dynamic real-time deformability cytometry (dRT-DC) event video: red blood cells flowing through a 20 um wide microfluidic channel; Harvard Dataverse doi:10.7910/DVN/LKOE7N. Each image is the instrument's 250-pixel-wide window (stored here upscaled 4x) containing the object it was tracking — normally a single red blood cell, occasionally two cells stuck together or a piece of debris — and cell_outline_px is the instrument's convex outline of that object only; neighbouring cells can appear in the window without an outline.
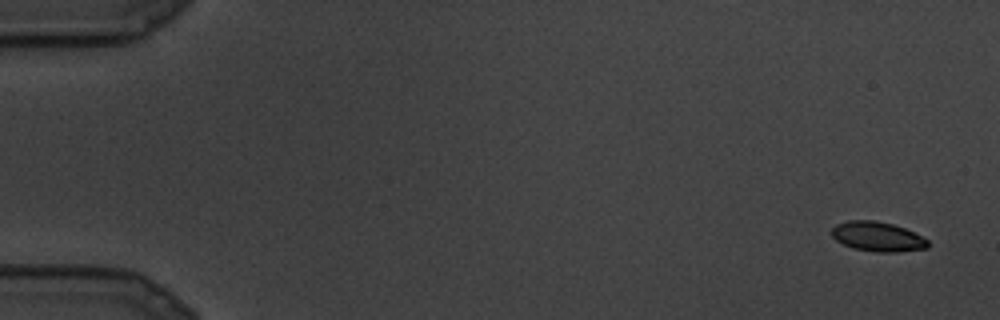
{"species": "common noctule bat (a hibernating species)", "species_latin": "Nyctalus noctula", "temperature_condition": "cold", "stored_images_in_passage": 14, "segment_of_instrument_passage": [1, 2], "camera_frame_rate_fps": 3000, "um_per_image_px": 0.085, "animal": {"sex": "male", "body_mass_g": 19.5, "forearm_length_mm": 54.6}, "frame": {"image": 1, "passage_image": 1, "time_ms": 0.0, "image_size_px": [1000, 320], "cell_outline_px": [[928, 248], [896, 252], [876, 252], [852, 248], [836, 240], [832, 236], [832, 228], [836, 224], [848, 220], [876, 220], [892, 224], [904, 228], [928, 240]], "centroid_in_image_um": [74.57, 20.11], "position_along_channel_um": 10.4, "area_um2": 16.53}}
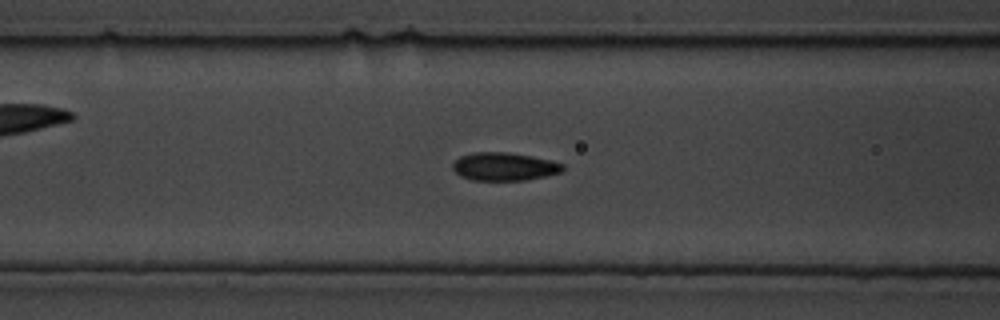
{"frame": {"image": 2, "passage_image": 11, "time_ms": 3.333, "image_size_px": [1000, 320], "cell_outline_px": [[564, 172], [524, 180], [472, 180], [460, 176], [452, 168], [452, 164], [460, 156], [472, 152], [508, 152], [532, 156], [564, 164]], "centroid_in_image_um": [42.85, 14.15], "position_along_channel_um": 123.7, "area_um2": 18.03}}
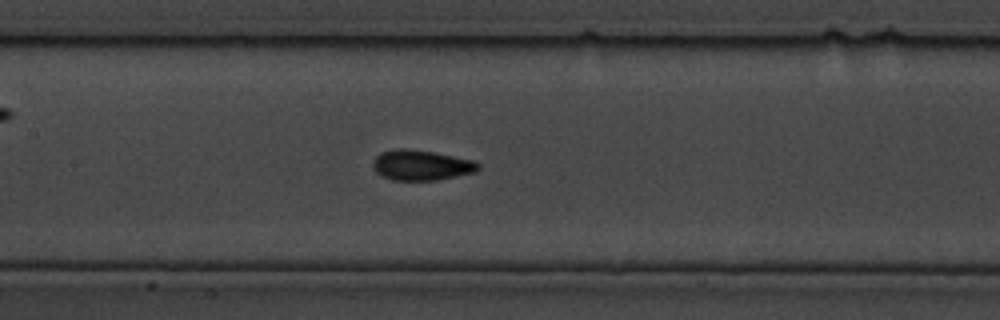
{"frame": {"image": 3, "passage_image": 13, "time_ms": 4.0, "image_size_px": [1000, 320], "cell_outline_px": [[480, 168], [476, 172], [436, 180], [392, 180], [380, 176], [376, 172], [372, 164], [376, 156], [380, 152], [396, 148], [404, 148], [432, 152], [476, 160], [480, 164]], "centroid_in_image_um": [35.81, 14.04], "position_along_channel_um": 171.6, "area_um2": 18.73}}